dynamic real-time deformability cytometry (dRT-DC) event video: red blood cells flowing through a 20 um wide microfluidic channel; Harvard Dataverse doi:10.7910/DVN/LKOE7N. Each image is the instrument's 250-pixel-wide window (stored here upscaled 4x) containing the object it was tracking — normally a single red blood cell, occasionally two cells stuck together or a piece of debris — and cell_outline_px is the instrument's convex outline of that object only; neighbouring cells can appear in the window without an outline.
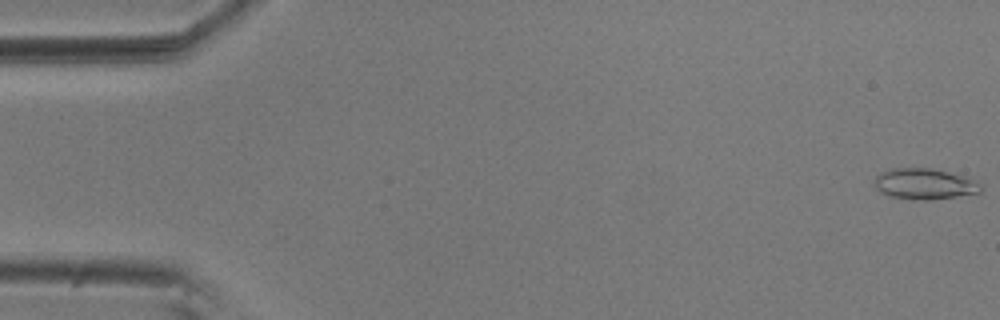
{"species": "common noctule bat (a hibernating species)", "species_latin": "Nyctalus noctula", "temperature_condition": "room temperature", "stored_images_in_passage": 10, "camera_frame_rate_fps": 3000, "um_per_image_px": 0.085, "animal": {"sex": "male", "body_mass_g": 20.5, "forearm_length_mm": 52.5}, "frame": {"image": 1, "passage_image": 1, "time_ms": 0.0, "image_size_px": [1000, 320], "cell_outline_px": [[984, 188], [980, 192], [956, 196], [928, 200], [920, 200], [888, 196], [880, 192], [876, 188], [876, 176], [880, 172], [892, 168], [932, 168], [960, 176], [972, 180], [980, 184]], "centroid_in_image_um": [78.54, 15.64], "position_along_channel_um": 6.5, "area_um2": 18.79}}